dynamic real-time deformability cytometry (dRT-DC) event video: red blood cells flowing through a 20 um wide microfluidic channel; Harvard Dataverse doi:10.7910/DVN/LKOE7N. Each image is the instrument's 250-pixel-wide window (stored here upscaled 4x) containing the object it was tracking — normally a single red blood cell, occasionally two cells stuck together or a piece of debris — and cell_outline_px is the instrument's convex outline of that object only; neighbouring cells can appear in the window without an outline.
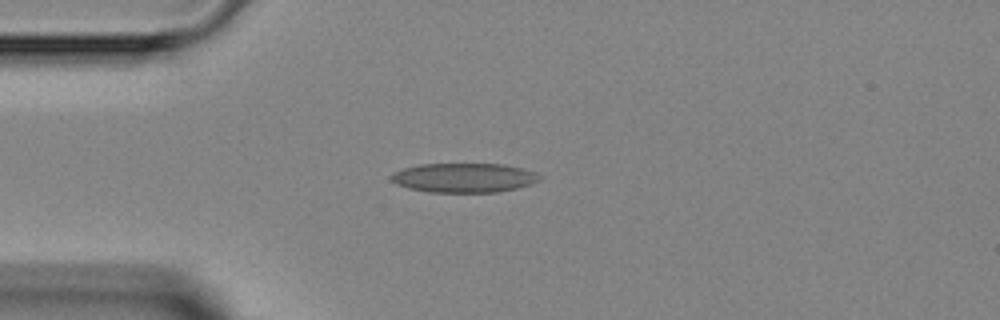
{"species": "Egyptian fruit bat (a non-hibernating species)", "species_latin": "Rousettus aegyptiacus", "temperature_condition": "room temperature", "stored_images_in_passage": 4, "camera_frame_rate_fps": 3000, "um_per_image_px": 0.085, "animal": {"sex": "female"}, "frame": {"image": 1, "passage_image": 3, "time_ms": 2.333, "image_size_px": [1000, 320], "cell_outline_px": [[540, 180], [532, 184], [516, 188], [496, 192], [428, 192], [408, 188], [396, 184], [388, 176], [392, 172], [404, 168], [420, 164], [504, 164], [536, 172], [540, 176]], "centroid_in_image_um": [39.41, 15.11], "position_along_channel_um": 45.6, "area_um2": 25.43}}